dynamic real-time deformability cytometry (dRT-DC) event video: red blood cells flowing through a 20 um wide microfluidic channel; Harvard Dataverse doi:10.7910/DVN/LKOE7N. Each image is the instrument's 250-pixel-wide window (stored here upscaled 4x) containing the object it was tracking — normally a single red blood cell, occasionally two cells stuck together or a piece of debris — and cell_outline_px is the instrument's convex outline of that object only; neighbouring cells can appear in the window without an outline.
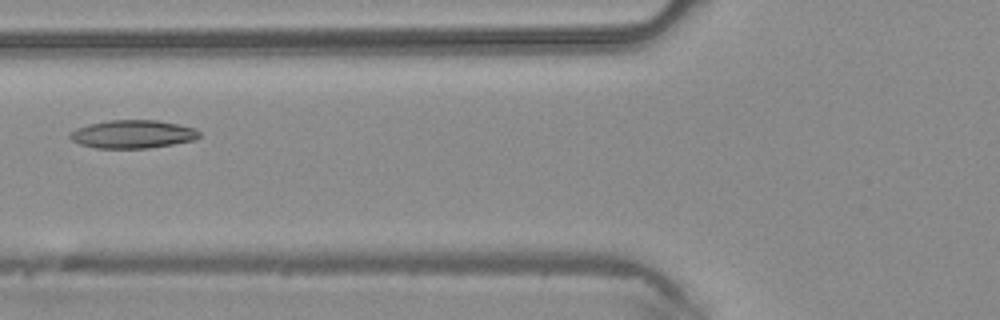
{"species": "common noctule bat (a hibernating species)", "species_latin": "Nyctalus noctula", "temperature_condition": "warm", "stored_images_in_passage": 3, "camera_frame_rate_fps": 3000, "um_per_image_px": 0.085, "animal": {"sex": "male", "body_mass_g": 20.4}, "frame": {"image": 1, "passage_image": 3, "time_ms": 0.667, "image_size_px": [1000, 320], "cell_outline_px": [[200, 136], [192, 140], [172, 144], [148, 148], [96, 148], [80, 144], [72, 140], [68, 136], [68, 132], [76, 128], [88, 124], [108, 120], [156, 120], [180, 124], [196, 128], [200, 132]], "centroid_in_image_um": [11.25, 11.39], "position_along_channel_um": 114.5, "area_um2": 21.33}}